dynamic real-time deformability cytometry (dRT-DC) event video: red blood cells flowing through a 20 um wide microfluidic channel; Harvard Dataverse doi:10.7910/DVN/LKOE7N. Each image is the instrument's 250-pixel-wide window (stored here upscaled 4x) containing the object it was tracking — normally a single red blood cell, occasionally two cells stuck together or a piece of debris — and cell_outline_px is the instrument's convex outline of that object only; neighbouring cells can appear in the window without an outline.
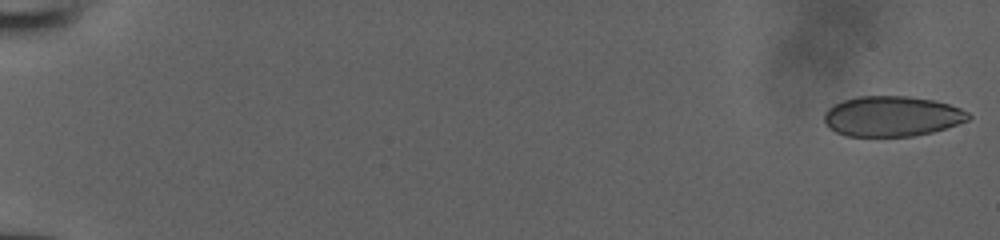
{"species": "human", "species_latin": "Homo sapiens", "temperature_condition": "room temperature", "stored_images_in_passage": 52, "camera_frame_rate_fps": 3000, "um_per_image_px": 0.085, "donor": {"sex": "male"}, "frame": {"image": 1, "passage_image": 1, "time_ms": 0.0, "image_size_px": [1000, 240], "cell_outline_px": [[972, 116], [968, 120], [932, 132], [912, 136], [848, 136], [836, 132], [828, 128], [824, 120], [824, 112], [832, 104], [856, 96], [908, 96], [932, 100], [948, 104], [960, 108], [968, 112]], "centroid_in_image_um": [75.77, 9.88], "position_along_channel_um": 9.2, "area_um2": 33.87}}
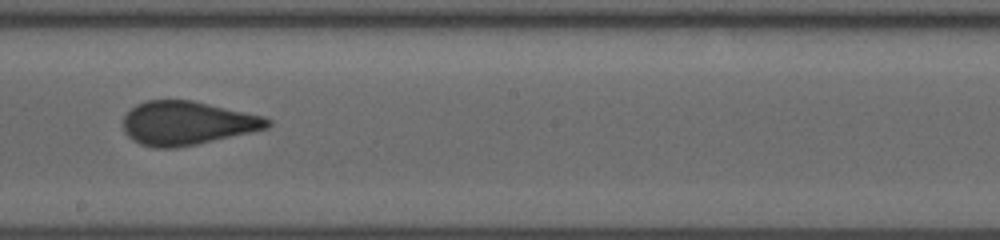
{"frame": {"image": 2, "passage_image": 32, "time_ms": 10.333, "image_size_px": [1000, 240], "cell_outline_px": [[272, 124], [268, 128], [252, 132], [196, 144], [176, 148], [152, 148], [140, 144], [132, 140], [124, 132], [120, 124], [124, 116], [136, 104], [148, 100], [192, 100], [264, 116], [272, 120]], "centroid_in_image_um": [15.88, 10.47], "position_along_channel_um": 232.3, "area_um2": 37.05}}
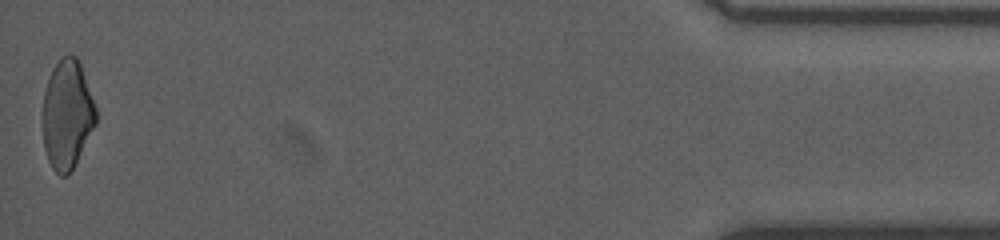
{"frame": {"image": 3, "passage_image": 52, "time_ms": 17.0, "image_size_px": [1000, 240], "cell_outline_px": [[96, 124], [68, 176], [60, 176], [52, 168], [48, 160], [44, 148], [44, 92], [52, 68], [60, 56], [76, 56], [80, 60], [96, 108]], "centroid_in_image_um": [5.72, 9.7], "position_along_channel_um": 429.5, "area_um2": 33.58}}